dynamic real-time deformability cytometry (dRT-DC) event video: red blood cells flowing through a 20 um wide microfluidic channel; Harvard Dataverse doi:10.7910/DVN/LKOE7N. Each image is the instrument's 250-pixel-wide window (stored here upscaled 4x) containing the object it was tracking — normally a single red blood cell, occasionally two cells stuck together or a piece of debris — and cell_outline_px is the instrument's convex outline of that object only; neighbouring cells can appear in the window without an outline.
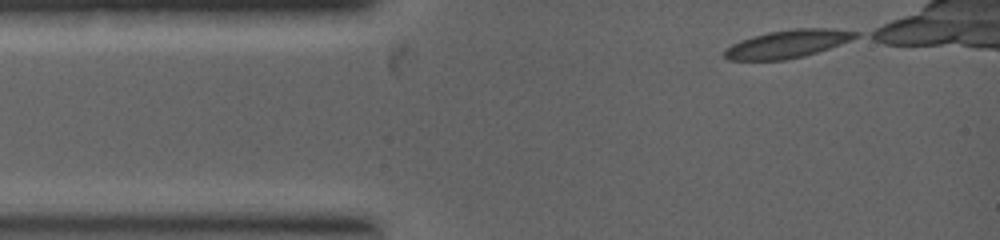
{"species": "common noctule bat (a hibernating species)", "species_latin": "Nyctalus noctula", "temperature_condition": "warm", "stored_images_in_passage": 10, "camera_frame_rate_fps": 5000, "um_per_image_px": 0.085, "animal": {"sex": "female", "body_mass_g": 19.0, "forearm_length_mm": 53.3}, "frame": {"image": 1, "passage_image": 1, "time_ms": 0.0, "image_size_px": [1000, 240], "cell_outline_px": [[860, 36], [840, 44], [804, 56], [784, 60], [728, 60], [724, 56], [724, 52], [732, 44], [740, 40], [752, 36], [768, 32], [796, 28], [828, 28], [860, 32]], "centroid_in_image_um": [66.95, 3.72], "position_along_channel_um": 18.1, "area_um2": 21.21}}
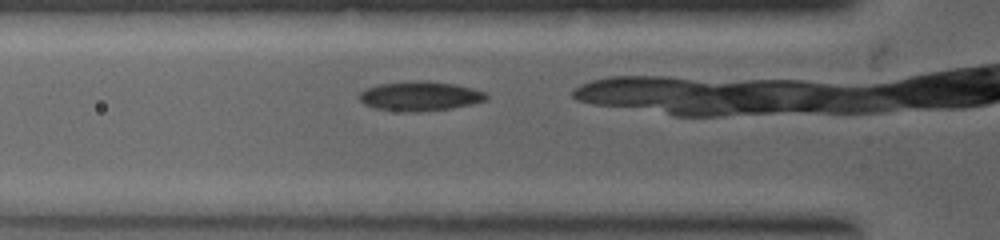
{"frame": {"image": 2, "passage_image": 7, "time_ms": 2.6, "image_size_px": [1000, 240], "cell_outline_px": [[488, 100], [472, 104], [452, 108], [420, 112], [404, 112], [376, 108], [364, 104], [360, 100], [360, 92], [368, 88], [380, 84], [456, 84], [472, 88], [484, 92], [488, 96]], "centroid_in_image_um": [35.75, 8.24], "position_along_channel_um": 90.1, "area_um2": 20.63}}
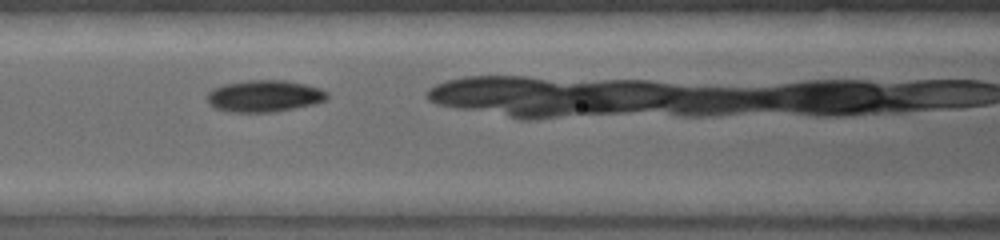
{"frame": {"image": 3, "passage_image": 9, "time_ms": 3.4, "image_size_px": [1000, 240], "cell_outline_px": [[328, 100], [316, 104], [276, 112], [228, 112], [216, 108], [208, 104], [208, 92], [212, 88], [224, 84], [248, 80], [284, 80], [304, 84], [320, 88], [328, 92]], "centroid_in_image_um": [22.49, 8.17], "position_along_channel_um": 144.1, "area_um2": 22.48}}